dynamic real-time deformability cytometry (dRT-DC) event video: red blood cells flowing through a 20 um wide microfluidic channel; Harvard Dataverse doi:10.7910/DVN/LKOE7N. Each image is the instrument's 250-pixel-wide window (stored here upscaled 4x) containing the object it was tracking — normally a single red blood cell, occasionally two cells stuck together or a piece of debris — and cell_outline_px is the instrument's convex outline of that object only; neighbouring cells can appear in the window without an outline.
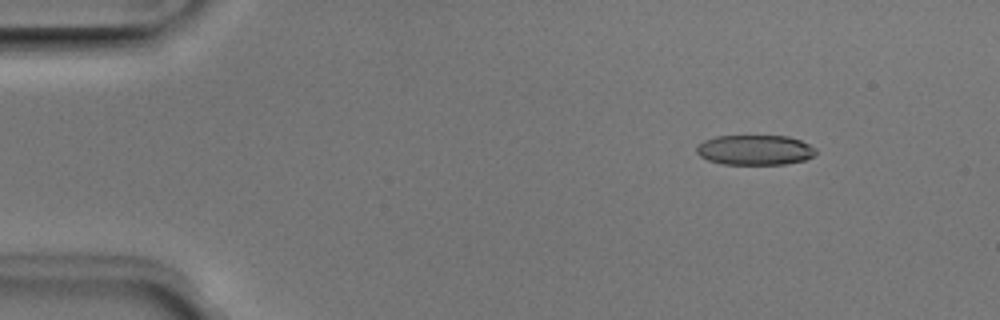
{"species": "Egyptian fruit bat (a non-hibernating species)", "species_latin": "Rousettus aegyptiacus", "temperature_condition": "room temperature", "stored_images_in_passage": 50, "camera_frame_rate_fps": 3000, "um_per_image_px": 0.085, "animal": {"sex": "male"}, "frame": {"image": 1, "passage_image": 6, "time_ms": 1.667, "image_size_px": [1000, 320], "cell_outline_px": [[816, 152], [812, 156], [804, 160], [784, 164], [724, 164], [708, 160], [700, 156], [696, 152], [696, 148], [704, 140], [716, 136], [788, 136], [800, 140], [816, 148]], "centroid_in_image_um": [64.16, 12.74], "position_along_channel_um": 20.8, "area_um2": 20.75}}
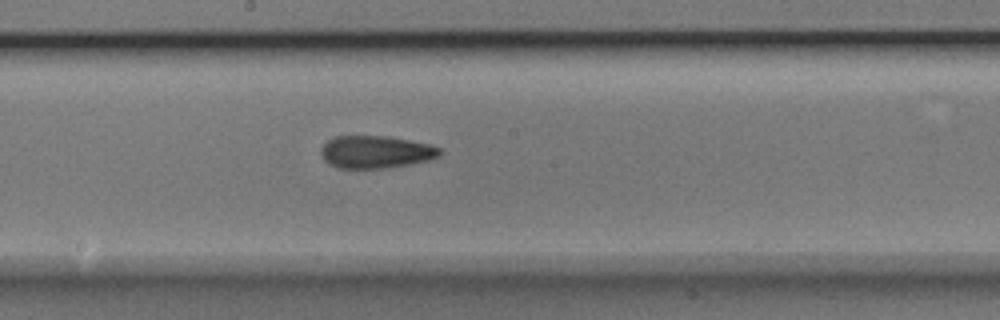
{"frame": {"image": 2, "passage_image": 27, "time_ms": 8.667, "image_size_px": [1000, 320], "cell_outline_px": [[440, 156], [428, 160], [412, 164], [388, 168], [336, 168], [328, 164], [324, 160], [320, 152], [320, 148], [332, 136], [384, 136], [408, 140], [428, 144], [440, 148]], "centroid_in_image_um": [31.9, 12.92], "position_along_channel_um": 216.3, "area_um2": 22.6}}
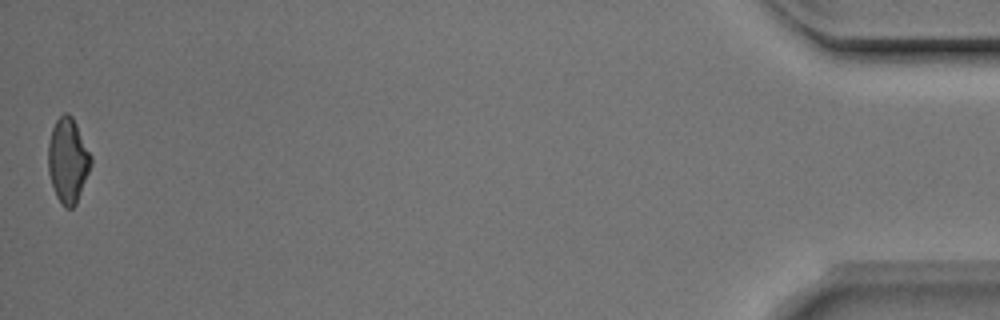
{"frame": {"image": 3, "passage_image": 50, "time_ms": 16.333, "image_size_px": [1000, 320], "cell_outline_px": [[92, 164], [76, 204], [72, 208], [64, 208], [60, 204], [56, 196], [48, 172], [48, 144], [52, 128], [56, 120], [64, 112], [68, 112], [72, 116], [92, 156]], "centroid_in_image_um": [5.77, 13.65], "position_along_channel_um": 429.4, "area_um2": 21.21}, "authors_computed_cell_mechanics": {"area_um2": 21.9351, "velocity_mm_per_s": 4.0115, "shape_relaxation_time_tau1_ms": 8.6399, "shape_relaxation_time_tau2_ms": 3.1206, "deformation_change_tau1": 0.1946, "deformation_change_tau2": 0.1077}}